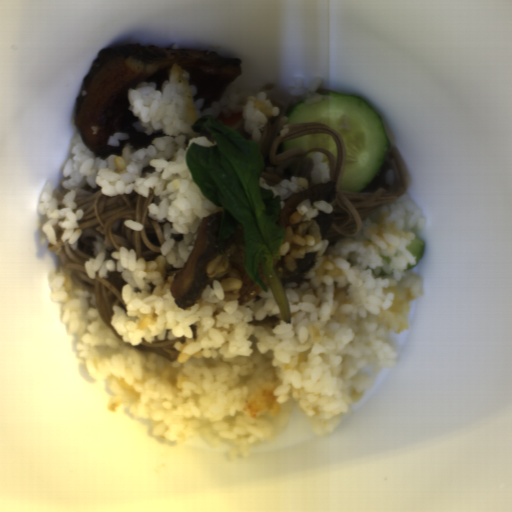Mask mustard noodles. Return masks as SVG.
<instances>
[{"instance_id": "obj_3", "label": "mustard noodles", "mask_w": 512, "mask_h": 512, "mask_svg": "<svg viewBox=\"0 0 512 512\" xmlns=\"http://www.w3.org/2000/svg\"><path fill=\"white\" fill-rule=\"evenodd\" d=\"M170 330H166L165 332V339L164 340H158L157 337L153 339V342L150 344L147 341L142 340V342L139 344V346L136 348L142 352H156L166 358L167 360L176 361L179 350L176 349L173 345L181 342L182 344H186L185 337H180L175 340H168V334Z\"/></svg>"}, {"instance_id": "obj_2", "label": "mustard noodles", "mask_w": 512, "mask_h": 512, "mask_svg": "<svg viewBox=\"0 0 512 512\" xmlns=\"http://www.w3.org/2000/svg\"><path fill=\"white\" fill-rule=\"evenodd\" d=\"M76 212L83 210V217L77 222L82 229L78 247L72 250L70 245L58 241L47 244L49 252L58 255L65 269L71 270L72 280L81 288L93 291L96 309L104 323L122 340L114 329L111 318L113 305H119L127 312L126 303L122 298L124 281L116 272L108 273L107 277L90 279L84 264L89 258H94L93 243L98 233L105 236L119 251L121 246L133 248L136 259L155 260L161 256V247L165 243L163 228L149 216L148 205L153 203L154 193L149 197L141 196L136 191L118 196H104L102 191L88 192L80 188L74 189Z\"/></svg>"}, {"instance_id": "obj_1", "label": "mustard noodles", "mask_w": 512, "mask_h": 512, "mask_svg": "<svg viewBox=\"0 0 512 512\" xmlns=\"http://www.w3.org/2000/svg\"><path fill=\"white\" fill-rule=\"evenodd\" d=\"M282 116L263 124L260 131L261 154L265 169L261 173L267 186L275 187L289 176H301L311 183L313 163L311 153H324L330 169V182H335L336 193L332 200L333 221L324 237L321 228L314 238L331 244L341 237L351 238L362 229L365 217L401 198L411 188V175L406 162L393 144L386 151L385 162L363 192L342 191L341 185L347 167V148L342 134L335 127L320 122L287 123ZM329 134L338 147V157L323 148L304 150L288 149L276 155L280 142L311 134Z\"/></svg>"}]
</instances>
